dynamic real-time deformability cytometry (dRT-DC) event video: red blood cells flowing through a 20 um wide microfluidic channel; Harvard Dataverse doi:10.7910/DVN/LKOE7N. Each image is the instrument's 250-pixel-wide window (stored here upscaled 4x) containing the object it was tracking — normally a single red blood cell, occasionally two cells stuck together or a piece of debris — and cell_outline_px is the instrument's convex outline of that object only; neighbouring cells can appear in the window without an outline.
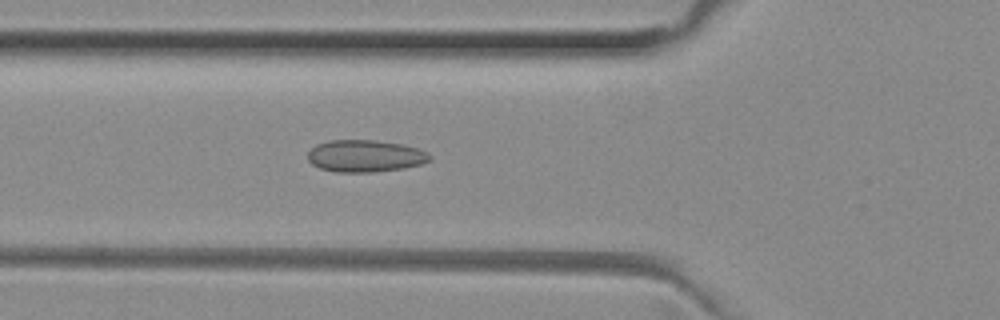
{"species": "common noctule bat (a hibernating species)", "species_latin": "Nyctalus noctula", "temperature_condition": "room temperature", "stored_images_in_passage": 39, "camera_frame_rate_fps": 3000, "um_per_image_px": 0.085, "animal": {"sex": "female", "body_mass_g": 29.2, "forearm_length_mm": 56.3}, "frame": {"image": 1, "passage_image": 9, "time_ms": 2.667, "image_size_px": [1000, 320], "cell_outline_px": [[432, 160], [420, 164], [404, 168], [372, 172], [336, 172], [320, 168], [312, 164], [308, 160], [308, 152], [316, 144], [328, 140], [376, 140], [404, 144], [428, 152], [432, 156]], "centroid_in_image_um": [31.05, 13.25], "position_along_channel_um": 94.7, "area_um2": 22.95}}
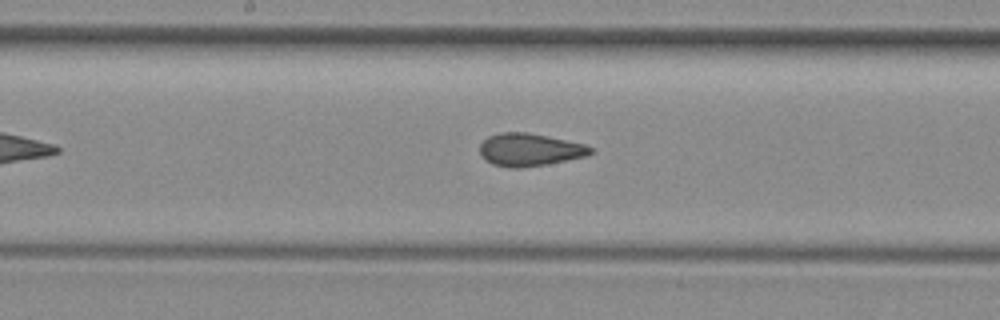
{"frame": {"image": 2, "passage_image": 17, "time_ms": 5.333, "image_size_px": [1000, 320], "cell_outline_px": [[592, 152], [588, 156], [548, 164], [520, 168], [508, 168], [492, 164], [480, 156], [480, 144], [488, 136], [500, 132], [528, 132], [548, 136], [584, 144], [592, 148]], "centroid_in_image_um": [45.0, 12.73], "position_along_channel_um": 203.2, "area_um2": 21.27}}
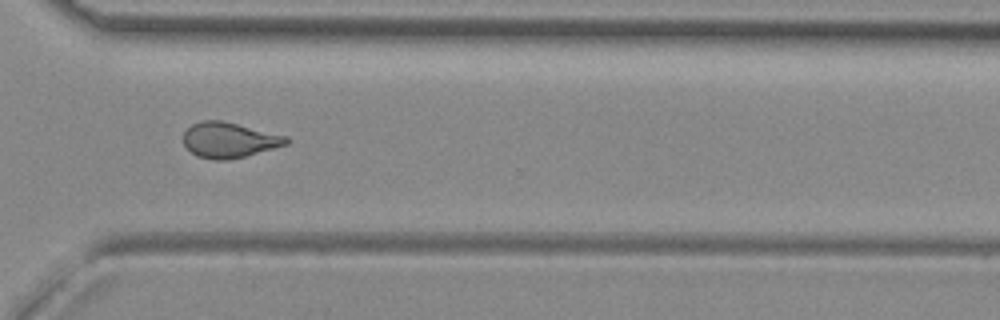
{"frame": {"image": 3, "passage_image": 28, "time_ms": 9.0, "image_size_px": [1000, 320], "cell_outline_px": [[292, 140], [288, 144], [244, 156], [228, 160], [216, 160], [196, 156], [184, 144], [184, 132], [192, 124], [200, 120], [220, 120], [288, 136]], "centroid_in_image_um": [19.49, 11.9], "position_along_channel_um": 351.1, "area_um2": 21.1}, "authors_computed_cell_mechanics": {"area_um2": 21.0392, "velocity_mm_per_s": 4.0386, "shape_relaxation_time_tau1_ms": null, "shape_relaxation_time_tau2_ms": 1.5622, "deformation_change_tau1": null, "deformation_change_tau2": 0.0705}}